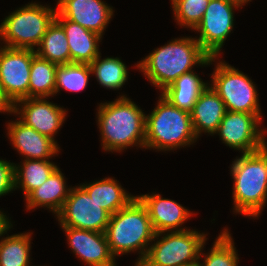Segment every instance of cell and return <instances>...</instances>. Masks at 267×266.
Here are the masks:
<instances>
[{
  "instance_id": "6da1fadb",
  "label": "cell",
  "mask_w": 267,
  "mask_h": 266,
  "mask_svg": "<svg viewBox=\"0 0 267 266\" xmlns=\"http://www.w3.org/2000/svg\"><path fill=\"white\" fill-rule=\"evenodd\" d=\"M215 60L217 57H210L195 38L182 37L154 49L136 67L162 92L181 75L192 71L193 66L212 65Z\"/></svg>"
},
{
  "instance_id": "7a4b0ae2",
  "label": "cell",
  "mask_w": 267,
  "mask_h": 266,
  "mask_svg": "<svg viewBox=\"0 0 267 266\" xmlns=\"http://www.w3.org/2000/svg\"><path fill=\"white\" fill-rule=\"evenodd\" d=\"M97 111L105 151L122 152L134 145L145 148V114L134 101L121 95L115 101L100 103Z\"/></svg>"
},
{
  "instance_id": "3957f363",
  "label": "cell",
  "mask_w": 267,
  "mask_h": 266,
  "mask_svg": "<svg viewBox=\"0 0 267 266\" xmlns=\"http://www.w3.org/2000/svg\"><path fill=\"white\" fill-rule=\"evenodd\" d=\"M230 169L234 180L233 212L246 217L260 216L267 202V145L237 157Z\"/></svg>"
},
{
  "instance_id": "277c9868",
  "label": "cell",
  "mask_w": 267,
  "mask_h": 266,
  "mask_svg": "<svg viewBox=\"0 0 267 266\" xmlns=\"http://www.w3.org/2000/svg\"><path fill=\"white\" fill-rule=\"evenodd\" d=\"M155 234L148 211L137 196L111 215L105 230L112 255L138 251L140 255L135 264L143 261Z\"/></svg>"
},
{
  "instance_id": "5b68a950",
  "label": "cell",
  "mask_w": 267,
  "mask_h": 266,
  "mask_svg": "<svg viewBox=\"0 0 267 266\" xmlns=\"http://www.w3.org/2000/svg\"><path fill=\"white\" fill-rule=\"evenodd\" d=\"M159 97L151 114L145 115V149L170 151L195 143L198 138L190 112L172 105L162 95Z\"/></svg>"
},
{
  "instance_id": "8992f818",
  "label": "cell",
  "mask_w": 267,
  "mask_h": 266,
  "mask_svg": "<svg viewBox=\"0 0 267 266\" xmlns=\"http://www.w3.org/2000/svg\"><path fill=\"white\" fill-rule=\"evenodd\" d=\"M55 15L56 8L35 2L26 4L3 20L0 40L5 42L6 47L35 50Z\"/></svg>"
},
{
  "instance_id": "52a82bcc",
  "label": "cell",
  "mask_w": 267,
  "mask_h": 266,
  "mask_svg": "<svg viewBox=\"0 0 267 266\" xmlns=\"http://www.w3.org/2000/svg\"><path fill=\"white\" fill-rule=\"evenodd\" d=\"M155 240L157 241L149 246L141 266H183L194 263L199 260L207 238L203 232L188 228L185 231L156 233L153 241Z\"/></svg>"
},
{
  "instance_id": "ba28073f",
  "label": "cell",
  "mask_w": 267,
  "mask_h": 266,
  "mask_svg": "<svg viewBox=\"0 0 267 266\" xmlns=\"http://www.w3.org/2000/svg\"><path fill=\"white\" fill-rule=\"evenodd\" d=\"M209 84L223 100L226 110L261 114L254 82L242 71L226 62H218Z\"/></svg>"
},
{
  "instance_id": "9c48e42d",
  "label": "cell",
  "mask_w": 267,
  "mask_h": 266,
  "mask_svg": "<svg viewBox=\"0 0 267 266\" xmlns=\"http://www.w3.org/2000/svg\"><path fill=\"white\" fill-rule=\"evenodd\" d=\"M261 114L226 111L217 131L221 141L234 150L252 153L267 145ZM260 127V128H259Z\"/></svg>"
},
{
  "instance_id": "30bf717a",
  "label": "cell",
  "mask_w": 267,
  "mask_h": 266,
  "mask_svg": "<svg viewBox=\"0 0 267 266\" xmlns=\"http://www.w3.org/2000/svg\"><path fill=\"white\" fill-rule=\"evenodd\" d=\"M242 7L231 0H210L199 24L193 29L200 33L195 38L210 56L220 54L224 42L234 27V9Z\"/></svg>"
},
{
  "instance_id": "8fae6325",
  "label": "cell",
  "mask_w": 267,
  "mask_h": 266,
  "mask_svg": "<svg viewBox=\"0 0 267 266\" xmlns=\"http://www.w3.org/2000/svg\"><path fill=\"white\" fill-rule=\"evenodd\" d=\"M56 216L60 227L105 233L111 214L101 208L79 185L71 187L69 196Z\"/></svg>"
},
{
  "instance_id": "7c38bea8",
  "label": "cell",
  "mask_w": 267,
  "mask_h": 266,
  "mask_svg": "<svg viewBox=\"0 0 267 266\" xmlns=\"http://www.w3.org/2000/svg\"><path fill=\"white\" fill-rule=\"evenodd\" d=\"M35 55L32 49L0 47V84L13 105L28 98L30 68Z\"/></svg>"
},
{
  "instance_id": "4fadbf2b",
  "label": "cell",
  "mask_w": 267,
  "mask_h": 266,
  "mask_svg": "<svg viewBox=\"0 0 267 266\" xmlns=\"http://www.w3.org/2000/svg\"><path fill=\"white\" fill-rule=\"evenodd\" d=\"M46 99L19 100L13 106V114L20 115L19 120L26 126L55 141L54 137L64 123L67 111Z\"/></svg>"
},
{
  "instance_id": "5bb4252c",
  "label": "cell",
  "mask_w": 267,
  "mask_h": 266,
  "mask_svg": "<svg viewBox=\"0 0 267 266\" xmlns=\"http://www.w3.org/2000/svg\"><path fill=\"white\" fill-rule=\"evenodd\" d=\"M55 17H64L101 37L114 10L102 0H57Z\"/></svg>"
},
{
  "instance_id": "9a60e30c",
  "label": "cell",
  "mask_w": 267,
  "mask_h": 266,
  "mask_svg": "<svg viewBox=\"0 0 267 266\" xmlns=\"http://www.w3.org/2000/svg\"><path fill=\"white\" fill-rule=\"evenodd\" d=\"M68 245L79 259L89 266H117L105 233L73 227H61Z\"/></svg>"
},
{
  "instance_id": "2e32d148",
  "label": "cell",
  "mask_w": 267,
  "mask_h": 266,
  "mask_svg": "<svg viewBox=\"0 0 267 266\" xmlns=\"http://www.w3.org/2000/svg\"><path fill=\"white\" fill-rule=\"evenodd\" d=\"M7 130L13 147L24 159L49 160L60 151L56 141L26 126L19 119L9 122Z\"/></svg>"
},
{
  "instance_id": "e0dca14e",
  "label": "cell",
  "mask_w": 267,
  "mask_h": 266,
  "mask_svg": "<svg viewBox=\"0 0 267 266\" xmlns=\"http://www.w3.org/2000/svg\"><path fill=\"white\" fill-rule=\"evenodd\" d=\"M148 211L155 233L185 231L182 224L190 218L192 212L174 200L162 198L160 194L137 196Z\"/></svg>"
},
{
  "instance_id": "ac0fdd59",
  "label": "cell",
  "mask_w": 267,
  "mask_h": 266,
  "mask_svg": "<svg viewBox=\"0 0 267 266\" xmlns=\"http://www.w3.org/2000/svg\"><path fill=\"white\" fill-rule=\"evenodd\" d=\"M226 107L220 96L211 86H207L199 95L190 112L192 127L197 138L202 132L211 136L217 131L226 114Z\"/></svg>"
},
{
  "instance_id": "d6986e66",
  "label": "cell",
  "mask_w": 267,
  "mask_h": 266,
  "mask_svg": "<svg viewBox=\"0 0 267 266\" xmlns=\"http://www.w3.org/2000/svg\"><path fill=\"white\" fill-rule=\"evenodd\" d=\"M68 40L71 63L91 64L100 55L101 36L64 17H55Z\"/></svg>"
},
{
  "instance_id": "ffe728a7",
  "label": "cell",
  "mask_w": 267,
  "mask_h": 266,
  "mask_svg": "<svg viewBox=\"0 0 267 266\" xmlns=\"http://www.w3.org/2000/svg\"><path fill=\"white\" fill-rule=\"evenodd\" d=\"M64 177L60 168L57 167L40 187L33 190L25 198L26 209L32 210L37 209V207H47L54 214H57L63 207L71 190V187L68 188L66 185Z\"/></svg>"
},
{
  "instance_id": "44dd1931",
  "label": "cell",
  "mask_w": 267,
  "mask_h": 266,
  "mask_svg": "<svg viewBox=\"0 0 267 266\" xmlns=\"http://www.w3.org/2000/svg\"><path fill=\"white\" fill-rule=\"evenodd\" d=\"M80 186L88 193L101 208L108 211L111 215L124 208L133 198L128 194L117 180L111 177L93 181L92 183H83Z\"/></svg>"
},
{
  "instance_id": "7402d4cb",
  "label": "cell",
  "mask_w": 267,
  "mask_h": 266,
  "mask_svg": "<svg viewBox=\"0 0 267 266\" xmlns=\"http://www.w3.org/2000/svg\"><path fill=\"white\" fill-rule=\"evenodd\" d=\"M208 85L192 70L176 79L161 95L177 108L191 112L199 95Z\"/></svg>"
},
{
  "instance_id": "603a6c76",
  "label": "cell",
  "mask_w": 267,
  "mask_h": 266,
  "mask_svg": "<svg viewBox=\"0 0 267 266\" xmlns=\"http://www.w3.org/2000/svg\"><path fill=\"white\" fill-rule=\"evenodd\" d=\"M21 165H14L15 189L22 188L25 198L40 187L58 167L50 160L36 159H24Z\"/></svg>"
},
{
  "instance_id": "cb8c5ba5",
  "label": "cell",
  "mask_w": 267,
  "mask_h": 266,
  "mask_svg": "<svg viewBox=\"0 0 267 266\" xmlns=\"http://www.w3.org/2000/svg\"><path fill=\"white\" fill-rule=\"evenodd\" d=\"M39 58L58 65L71 63L68 40L63 27L54 19L48 26L39 46L35 50Z\"/></svg>"
},
{
  "instance_id": "d4e9b609",
  "label": "cell",
  "mask_w": 267,
  "mask_h": 266,
  "mask_svg": "<svg viewBox=\"0 0 267 266\" xmlns=\"http://www.w3.org/2000/svg\"><path fill=\"white\" fill-rule=\"evenodd\" d=\"M58 64L39 58H32L28 98H49L55 95V76Z\"/></svg>"
},
{
  "instance_id": "484cf974",
  "label": "cell",
  "mask_w": 267,
  "mask_h": 266,
  "mask_svg": "<svg viewBox=\"0 0 267 266\" xmlns=\"http://www.w3.org/2000/svg\"><path fill=\"white\" fill-rule=\"evenodd\" d=\"M90 67L92 75L94 74L99 84L106 89L119 90L128 80L127 66L120 58L101 59L98 55Z\"/></svg>"
},
{
  "instance_id": "4316f807",
  "label": "cell",
  "mask_w": 267,
  "mask_h": 266,
  "mask_svg": "<svg viewBox=\"0 0 267 266\" xmlns=\"http://www.w3.org/2000/svg\"><path fill=\"white\" fill-rule=\"evenodd\" d=\"M31 238L30 232L2 237L0 241V266H29Z\"/></svg>"
},
{
  "instance_id": "83f0119b",
  "label": "cell",
  "mask_w": 267,
  "mask_h": 266,
  "mask_svg": "<svg viewBox=\"0 0 267 266\" xmlns=\"http://www.w3.org/2000/svg\"><path fill=\"white\" fill-rule=\"evenodd\" d=\"M92 74L89 64L69 63L58 65L55 76V95L61 88L69 92L84 90Z\"/></svg>"
},
{
  "instance_id": "f1b7e54d",
  "label": "cell",
  "mask_w": 267,
  "mask_h": 266,
  "mask_svg": "<svg viewBox=\"0 0 267 266\" xmlns=\"http://www.w3.org/2000/svg\"><path fill=\"white\" fill-rule=\"evenodd\" d=\"M203 247L200 256L204 257L200 266H238V254L234 246V241L228 229H224L216 238L210 252L204 255ZM206 256V257H205Z\"/></svg>"
},
{
  "instance_id": "f546056e",
  "label": "cell",
  "mask_w": 267,
  "mask_h": 266,
  "mask_svg": "<svg viewBox=\"0 0 267 266\" xmlns=\"http://www.w3.org/2000/svg\"><path fill=\"white\" fill-rule=\"evenodd\" d=\"M174 17L182 27L194 29L201 21L210 0H171Z\"/></svg>"
},
{
  "instance_id": "4dcf8cb0",
  "label": "cell",
  "mask_w": 267,
  "mask_h": 266,
  "mask_svg": "<svg viewBox=\"0 0 267 266\" xmlns=\"http://www.w3.org/2000/svg\"><path fill=\"white\" fill-rule=\"evenodd\" d=\"M14 165L10 160L0 159V197L15 190Z\"/></svg>"
},
{
  "instance_id": "1f68e13d",
  "label": "cell",
  "mask_w": 267,
  "mask_h": 266,
  "mask_svg": "<svg viewBox=\"0 0 267 266\" xmlns=\"http://www.w3.org/2000/svg\"><path fill=\"white\" fill-rule=\"evenodd\" d=\"M13 104L10 102V100L7 98V96L4 94V91L2 89V86L0 84V113H13Z\"/></svg>"
},
{
  "instance_id": "d6a6232c",
  "label": "cell",
  "mask_w": 267,
  "mask_h": 266,
  "mask_svg": "<svg viewBox=\"0 0 267 266\" xmlns=\"http://www.w3.org/2000/svg\"><path fill=\"white\" fill-rule=\"evenodd\" d=\"M13 227L7 215L0 211V237L7 234V231Z\"/></svg>"
},
{
  "instance_id": "836d02e7",
  "label": "cell",
  "mask_w": 267,
  "mask_h": 266,
  "mask_svg": "<svg viewBox=\"0 0 267 266\" xmlns=\"http://www.w3.org/2000/svg\"><path fill=\"white\" fill-rule=\"evenodd\" d=\"M231 1H234L238 3L239 5L243 6L244 4L248 3L251 0H231Z\"/></svg>"
},
{
  "instance_id": "e575fe53",
  "label": "cell",
  "mask_w": 267,
  "mask_h": 266,
  "mask_svg": "<svg viewBox=\"0 0 267 266\" xmlns=\"http://www.w3.org/2000/svg\"><path fill=\"white\" fill-rule=\"evenodd\" d=\"M201 258H202V257L199 256V260H198V261H196V262H194V263H191V264L183 265V266H200V259H201Z\"/></svg>"
}]
</instances>
